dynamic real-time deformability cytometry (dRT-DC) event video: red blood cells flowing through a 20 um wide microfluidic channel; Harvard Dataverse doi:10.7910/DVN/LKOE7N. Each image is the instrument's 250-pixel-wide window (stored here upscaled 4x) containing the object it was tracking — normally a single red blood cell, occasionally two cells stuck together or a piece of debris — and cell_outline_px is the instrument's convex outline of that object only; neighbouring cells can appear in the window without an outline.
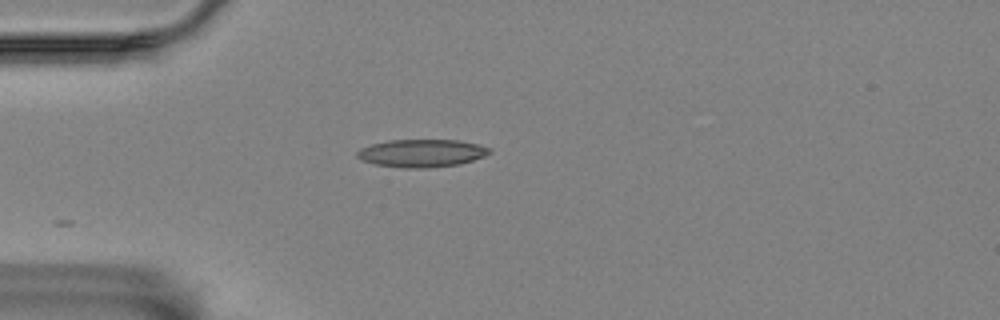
{"species": "Egyptian fruit bat (a non-hibernating species)", "species_latin": "Rousettus aegyptiacus", "temperature_condition": "room temperature", "stored_images_in_passage": 2, "camera_frame_rate_fps": 3000, "um_per_image_px": 0.085, "animal": {"sex": "female"}, "frame": {"image": 1, "passage_image": 2, "time_ms": 1.333, "image_size_px": [1000, 320], "cell_outline_px": [[492, 152], [484, 156], [460, 164], [428, 168], [404, 168], [376, 164], [360, 160], [356, 156], [356, 152], [360, 148], [372, 144], [388, 140], [460, 140], [480, 144], [492, 148]], "centroid_in_image_um": [35.86, 13.01], "position_along_channel_um": 49.1, "area_um2": 21.62}}